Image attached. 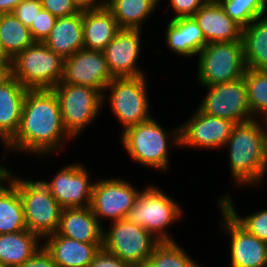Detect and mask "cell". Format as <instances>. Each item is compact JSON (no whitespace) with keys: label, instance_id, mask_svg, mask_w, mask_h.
I'll list each match as a JSON object with an SVG mask.
<instances>
[{"label":"cell","instance_id":"1","mask_svg":"<svg viewBox=\"0 0 267 267\" xmlns=\"http://www.w3.org/2000/svg\"><path fill=\"white\" fill-rule=\"evenodd\" d=\"M69 138L73 140L64 128L53 90L28 89L18 130L4 148L43 156L59 152Z\"/></svg>","mask_w":267,"mask_h":267},{"label":"cell","instance_id":"2","mask_svg":"<svg viewBox=\"0 0 267 267\" xmlns=\"http://www.w3.org/2000/svg\"><path fill=\"white\" fill-rule=\"evenodd\" d=\"M258 120L235 124L224 146L229 148L231 176L236 185H258L266 175L267 121Z\"/></svg>","mask_w":267,"mask_h":267},{"label":"cell","instance_id":"3","mask_svg":"<svg viewBox=\"0 0 267 267\" xmlns=\"http://www.w3.org/2000/svg\"><path fill=\"white\" fill-rule=\"evenodd\" d=\"M121 140L127 154L133 158V161L166 171L170 167L168 163L170 152L168 150L171 146L169 143L172 142L173 145L180 146V127L174 128L169 133L151 117L145 122L123 130Z\"/></svg>","mask_w":267,"mask_h":267},{"label":"cell","instance_id":"4","mask_svg":"<svg viewBox=\"0 0 267 267\" xmlns=\"http://www.w3.org/2000/svg\"><path fill=\"white\" fill-rule=\"evenodd\" d=\"M4 175L18 188L27 230L37 234L42 240L56 233L63 208L51 195L44 181L15 178L7 167Z\"/></svg>","mask_w":267,"mask_h":267},{"label":"cell","instance_id":"5","mask_svg":"<svg viewBox=\"0 0 267 267\" xmlns=\"http://www.w3.org/2000/svg\"><path fill=\"white\" fill-rule=\"evenodd\" d=\"M64 59L34 42L11 60V75L27 89H52L63 78Z\"/></svg>","mask_w":267,"mask_h":267},{"label":"cell","instance_id":"6","mask_svg":"<svg viewBox=\"0 0 267 267\" xmlns=\"http://www.w3.org/2000/svg\"><path fill=\"white\" fill-rule=\"evenodd\" d=\"M197 55L198 79L203 86L238 80L247 70L242 40L207 43Z\"/></svg>","mask_w":267,"mask_h":267},{"label":"cell","instance_id":"7","mask_svg":"<svg viewBox=\"0 0 267 267\" xmlns=\"http://www.w3.org/2000/svg\"><path fill=\"white\" fill-rule=\"evenodd\" d=\"M182 217V210L171 197L153 186L143 189L126 219L145 228L160 242H174L165 228Z\"/></svg>","mask_w":267,"mask_h":267},{"label":"cell","instance_id":"8","mask_svg":"<svg viewBox=\"0 0 267 267\" xmlns=\"http://www.w3.org/2000/svg\"><path fill=\"white\" fill-rule=\"evenodd\" d=\"M52 90L58 99L64 128L76 138L98 116L103 94L92 87L61 82Z\"/></svg>","mask_w":267,"mask_h":267},{"label":"cell","instance_id":"9","mask_svg":"<svg viewBox=\"0 0 267 267\" xmlns=\"http://www.w3.org/2000/svg\"><path fill=\"white\" fill-rule=\"evenodd\" d=\"M160 243L150 232L124 218L103 231L102 247L130 267H141Z\"/></svg>","mask_w":267,"mask_h":267},{"label":"cell","instance_id":"10","mask_svg":"<svg viewBox=\"0 0 267 267\" xmlns=\"http://www.w3.org/2000/svg\"><path fill=\"white\" fill-rule=\"evenodd\" d=\"M146 76L114 77L105 87L113 114L124 129L149 120V99ZM108 89V90H107Z\"/></svg>","mask_w":267,"mask_h":267},{"label":"cell","instance_id":"11","mask_svg":"<svg viewBox=\"0 0 267 267\" xmlns=\"http://www.w3.org/2000/svg\"><path fill=\"white\" fill-rule=\"evenodd\" d=\"M208 91L198 109L209 115L226 118L235 124L254 119L250 112L244 78L204 86Z\"/></svg>","mask_w":267,"mask_h":267},{"label":"cell","instance_id":"12","mask_svg":"<svg viewBox=\"0 0 267 267\" xmlns=\"http://www.w3.org/2000/svg\"><path fill=\"white\" fill-rule=\"evenodd\" d=\"M139 193L124 179H101L93 185L90 208L100 224L101 218L118 221L127 217Z\"/></svg>","mask_w":267,"mask_h":267},{"label":"cell","instance_id":"13","mask_svg":"<svg viewBox=\"0 0 267 267\" xmlns=\"http://www.w3.org/2000/svg\"><path fill=\"white\" fill-rule=\"evenodd\" d=\"M114 79L103 51L81 49L64 59L61 83L82 85L99 90L103 94L105 87Z\"/></svg>","mask_w":267,"mask_h":267},{"label":"cell","instance_id":"14","mask_svg":"<svg viewBox=\"0 0 267 267\" xmlns=\"http://www.w3.org/2000/svg\"><path fill=\"white\" fill-rule=\"evenodd\" d=\"M235 123L226 118L209 116L199 109L180 125V146L211 149L222 148Z\"/></svg>","mask_w":267,"mask_h":267},{"label":"cell","instance_id":"15","mask_svg":"<svg viewBox=\"0 0 267 267\" xmlns=\"http://www.w3.org/2000/svg\"><path fill=\"white\" fill-rule=\"evenodd\" d=\"M89 176L86 167L75 163L66 165L50 182L44 183L62 208H84L91 205L92 199L94 183Z\"/></svg>","mask_w":267,"mask_h":267},{"label":"cell","instance_id":"16","mask_svg":"<svg viewBox=\"0 0 267 267\" xmlns=\"http://www.w3.org/2000/svg\"><path fill=\"white\" fill-rule=\"evenodd\" d=\"M223 214L225 233L230 236V267H267V243L243 228L234 217L219 204Z\"/></svg>","mask_w":267,"mask_h":267},{"label":"cell","instance_id":"17","mask_svg":"<svg viewBox=\"0 0 267 267\" xmlns=\"http://www.w3.org/2000/svg\"><path fill=\"white\" fill-rule=\"evenodd\" d=\"M141 29H121L103 53L113 77L145 76L137 67L141 49Z\"/></svg>","mask_w":267,"mask_h":267},{"label":"cell","instance_id":"18","mask_svg":"<svg viewBox=\"0 0 267 267\" xmlns=\"http://www.w3.org/2000/svg\"><path fill=\"white\" fill-rule=\"evenodd\" d=\"M44 248L58 267H88L103 243H82L56 233L44 238Z\"/></svg>","mask_w":267,"mask_h":267},{"label":"cell","instance_id":"19","mask_svg":"<svg viewBox=\"0 0 267 267\" xmlns=\"http://www.w3.org/2000/svg\"><path fill=\"white\" fill-rule=\"evenodd\" d=\"M102 227L90 206L63 208L56 234L82 243H103Z\"/></svg>","mask_w":267,"mask_h":267},{"label":"cell","instance_id":"20","mask_svg":"<svg viewBox=\"0 0 267 267\" xmlns=\"http://www.w3.org/2000/svg\"><path fill=\"white\" fill-rule=\"evenodd\" d=\"M193 18L207 43L242 40V28L226 14L220 3H205Z\"/></svg>","mask_w":267,"mask_h":267},{"label":"cell","instance_id":"21","mask_svg":"<svg viewBox=\"0 0 267 267\" xmlns=\"http://www.w3.org/2000/svg\"><path fill=\"white\" fill-rule=\"evenodd\" d=\"M27 90L12 75L0 84V140L3 145L18 130Z\"/></svg>","mask_w":267,"mask_h":267},{"label":"cell","instance_id":"22","mask_svg":"<svg viewBox=\"0 0 267 267\" xmlns=\"http://www.w3.org/2000/svg\"><path fill=\"white\" fill-rule=\"evenodd\" d=\"M120 30L116 19L105 5L83 11L84 49L103 51Z\"/></svg>","mask_w":267,"mask_h":267},{"label":"cell","instance_id":"23","mask_svg":"<svg viewBox=\"0 0 267 267\" xmlns=\"http://www.w3.org/2000/svg\"><path fill=\"white\" fill-rule=\"evenodd\" d=\"M43 43L63 59L84 49L83 11L57 18L49 36Z\"/></svg>","mask_w":267,"mask_h":267},{"label":"cell","instance_id":"24","mask_svg":"<svg viewBox=\"0 0 267 267\" xmlns=\"http://www.w3.org/2000/svg\"><path fill=\"white\" fill-rule=\"evenodd\" d=\"M165 32L169 49L184 57L197 55L207 44L203 31L193 17L170 19Z\"/></svg>","mask_w":267,"mask_h":267},{"label":"cell","instance_id":"25","mask_svg":"<svg viewBox=\"0 0 267 267\" xmlns=\"http://www.w3.org/2000/svg\"><path fill=\"white\" fill-rule=\"evenodd\" d=\"M42 239L29 230L0 234V263L18 267L29 260L43 245Z\"/></svg>","mask_w":267,"mask_h":267},{"label":"cell","instance_id":"26","mask_svg":"<svg viewBox=\"0 0 267 267\" xmlns=\"http://www.w3.org/2000/svg\"><path fill=\"white\" fill-rule=\"evenodd\" d=\"M23 230L27 226L18 188L4 175L0 178V234Z\"/></svg>","mask_w":267,"mask_h":267},{"label":"cell","instance_id":"27","mask_svg":"<svg viewBox=\"0 0 267 267\" xmlns=\"http://www.w3.org/2000/svg\"><path fill=\"white\" fill-rule=\"evenodd\" d=\"M246 66L254 70H267V16L255 18L242 29Z\"/></svg>","mask_w":267,"mask_h":267},{"label":"cell","instance_id":"28","mask_svg":"<svg viewBox=\"0 0 267 267\" xmlns=\"http://www.w3.org/2000/svg\"><path fill=\"white\" fill-rule=\"evenodd\" d=\"M105 6L121 29H141L157 4L152 0H105Z\"/></svg>","mask_w":267,"mask_h":267},{"label":"cell","instance_id":"29","mask_svg":"<svg viewBox=\"0 0 267 267\" xmlns=\"http://www.w3.org/2000/svg\"><path fill=\"white\" fill-rule=\"evenodd\" d=\"M0 40L10 60L35 42L30 29L12 13L0 14Z\"/></svg>","mask_w":267,"mask_h":267},{"label":"cell","instance_id":"30","mask_svg":"<svg viewBox=\"0 0 267 267\" xmlns=\"http://www.w3.org/2000/svg\"><path fill=\"white\" fill-rule=\"evenodd\" d=\"M243 78L252 116L267 121V70L247 68Z\"/></svg>","mask_w":267,"mask_h":267},{"label":"cell","instance_id":"31","mask_svg":"<svg viewBox=\"0 0 267 267\" xmlns=\"http://www.w3.org/2000/svg\"><path fill=\"white\" fill-rule=\"evenodd\" d=\"M177 244L160 242L141 267H201Z\"/></svg>","mask_w":267,"mask_h":267},{"label":"cell","instance_id":"32","mask_svg":"<svg viewBox=\"0 0 267 267\" xmlns=\"http://www.w3.org/2000/svg\"><path fill=\"white\" fill-rule=\"evenodd\" d=\"M220 4L226 14L242 29L255 18L267 15V7L262 0H223Z\"/></svg>","mask_w":267,"mask_h":267},{"label":"cell","instance_id":"33","mask_svg":"<svg viewBox=\"0 0 267 267\" xmlns=\"http://www.w3.org/2000/svg\"><path fill=\"white\" fill-rule=\"evenodd\" d=\"M217 201L250 234H253L263 242L267 243V209L256 211L254 214L248 215L244 218L237 214L230 196L225 195L222 198H218Z\"/></svg>","mask_w":267,"mask_h":267},{"label":"cell","instance_id":"34","mask_svg":"<svg viewBox=\"0 0 267 267\" xmlns=\"http://www.w3.org/2000/svg\"><path fill=\"white\" fill-rule=\"evenodd\" d=\"M56 20L57 18L53 14L42 8L29 27L33 40L35 42H44Z\"/></svg>","mask_w":267,"mask_h":267},{"label":"cell","instance_id":"35","mask_svg":"<svg viewBox=\"0 0 267 267\" xmlns=\"http://www.w3.org/2000/svg\"><path fill=\"white\" fill-rule=\"evenodd\" d=\"M41 9L40 0H24L13 9L12 14L29 28Z\"/></svg>","mask_w":267,"mask_h":267},{"label":"cell","instance_id":"36","mask_svg":"<svg viewBox=\"0 0 267 267\" xmlns=\"http://www.w3.org/2000/svg\"><path fill=\"white\" fill-rule=\"evenodd\" d=\"M42 8L49 11L56 18L71 16L81 11L73 0H40Z\"/></svg>","mask_w":267,"mask_h":267},{"label":"cell","instance_id":"37","mask_svg":"<svg viewBox=\"0 0 267 267\" xmlns=\"http://www.w3.org/2000/svg\"><path fill=\"white\" fill-rule=\"evenodd\" d=\"M203 0H170L167 7L171 6L175 14L172 19L181 17H193L195 13L204 5Z\"/></svg>","mask_w":267,"mask_h":267},{"label":"cell","instance_id":"38","mask_svg":"<svg viewBox=\"0 0 267 267\" xmlns=\"http://www.w3.org/2000/svg\"><path fill=\"white\" fill-rule=\"evenodd\" d=\"M88 267H130L118 256L105 250L103 247L95 255Z\"/></svg>","mask_w":267,"mask_h":267},{"label":"cell","instance_id":"39","mask_svg":"<svg viewBox=\"0 0 267 267\" xmlns=\"http://www.w3.org/2000/svg\"><path fill=\"white\" fill-rule=\"evenodd\" d=\"M18 267H58L51 254L41 246L37 252L29 259L26 260L22 265Z\"/></svg>","mask_w":267,"mask_h":267},{"label":"cell","instance_id":"40","mask_svg":"<svg viewBox=\"0 0 267 267\" xmlns=\"http://www.w3.org/2000/svg\"><path fill=\"white\" fill-rule=\"evenodd\" d=\"M74 4L82 11L97 9L105 5V0H73Z\"/></svg>","mask_w":267,"mask_h":267},{"label":"cell","instance_id":"41","mask_svg":"<svg viewBox=\"0 0 267 267\" xmlns=\"http://www.w3.org/2000/svg\"><path fill=\"white\" fill-rule=\"evenodd\" d=\"M24 0H0V14L12 13L13 9Z\"/></svg>","mask_w":267,"mask_h":267},{"label":"cell","instance_id":"42","mask_svg":"<svg viewBox=\"0 0 267 267\" xmlns=\"http://www.w3.org/2000/svg\"><path fill=\"white\" fill-rule=\"evenodd\" d=\"M11 76V60H0V84Z\"/></svg>","mask_w":267,"mask_h":267},{"label":"cell","instance_id":"43","mask_svg":"<svg viewBox=\"0 0 267 267\" xmlns=\"http://www.w3.org/2000/svg\"><path fill=\"white\" fill-rule=\"evenodd\" d=\"M0 60H10L5 54L0 40Z\"/></svg>","mask_w":267,"mask_h":267},{"label":"cell","instance_id":"44","mask_svg":"<svg viewBox=\"0 0 267 267\" xmlns=\"http://www.w3.org/2000/svg\"><path fill=\"white\" fill-rule=\"evenodd\" d=\"M5 170H6V167L0 165V178H1L2 176H4V174H5Z\"/></svg>","mask_w":267,"mask_h":267},{"label":"cell","instance_id":"45","mask_svg":"<svg viewBox=\"0 0 267 267\" xmlns=\"http://www.w3.org/2000/svg\"><path fill=\"white\" fill-rule=\"evenodd\" d=\"M204 3H221L223 0H203Z\"/></svg>","mask_w":267,"mask_h":267},{"label":"cell","instance_id":"46","mask_svg":"<svg viewBox=\"0 0 267 267\" xmlns=\"http://www.w3.org/2000/svg\"><path fill=\"white\" fill-rule=\"evenodd\" d=\"M152 1H154L157 5H158V2L159 3L161 2V0H152Z\"/></svg>","mask_w":267,"mask_h":267},{"label":"cell","instance_id":"47","mask_svg":"<svg viewBox=\"0 0 267 267\" xmlns=\"http://www.w3.org/2000/svg\"><path fill=\"white\" fill-rule=\"evenodd\" d=\"M264 5L267 7V0H262Z\"/></svg>","mask_w":267,"mask_h":267},{"label":"cell","instance_id":"48","mask_svg":"<svg viewBox=\"0 0 267 267\" xmlns=\"http://www.w3.org/2000/svg\"><path fill=\"white\" fill-rule=\"evenodd\" d=\"M0 267H9V266L0 263Z\"/></svg>","mask_w":267,"mask_h":267}]
</instances>
